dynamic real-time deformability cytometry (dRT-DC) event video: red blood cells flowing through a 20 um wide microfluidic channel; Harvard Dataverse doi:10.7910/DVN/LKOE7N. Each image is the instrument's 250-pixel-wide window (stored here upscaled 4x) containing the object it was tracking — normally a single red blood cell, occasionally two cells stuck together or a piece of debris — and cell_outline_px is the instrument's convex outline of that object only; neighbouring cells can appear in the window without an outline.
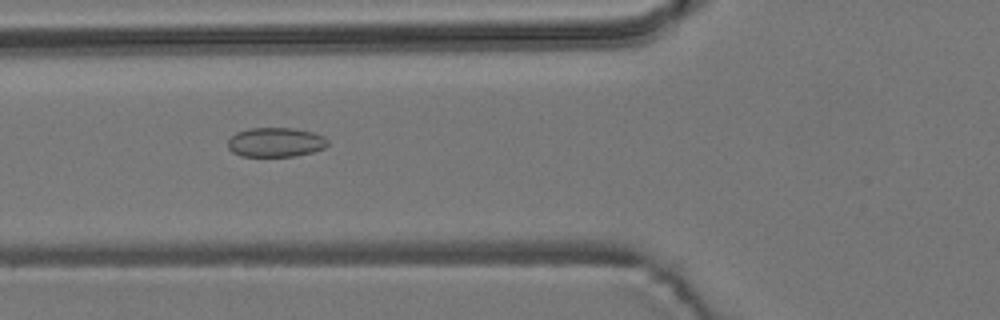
{"species": "common noctule bat (a hibernating species)", "species_latin": "Nyctalus noctula", "temperature_condition": "room temperature", "stored_images_in_passage": 55, "camera_frame_rate_fps": 3000, "um_per_image_px": 0.085, "animal": {"sex": "male", "body_mass_g": 19.2, "forearm_length_mm": 51.8}, "frame": {"image": 1, "passage_image": 20, "time_ms": 6.333, "image_size_px": [1000, 320], "cell_outline_px": [[328, 144], [324, 148], [312, 152], [296, 156], [240, 156], [232, 152], [228, 148], [228, 140], [236, 132], [248, 128], [292, 128], [312, 132], [324, 136], [328, 140]], "centroid_in_image_um": [23.42, 12.09], "position_along_channel_um": 102.4, "area_um2": 17.17}}
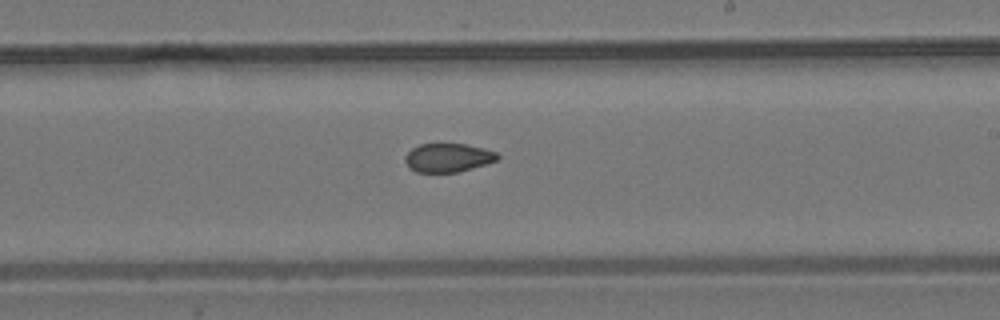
{"frame": {"image": 2, "passage_image": 32, "time_ms": 10.333, "image_size_px": [1000, 320], "cell_outline_px": [[500, 156], [496, 160], [484, 164], [456, 172], [416, 172], [408, 168], [404, 160], [404, 156], [412, 148], [420, 144], [464, 144], [484, 148], [496, 152]], "centroid_in_image_um": [38.03, 13.4], "position_along_channel_um": 251.0, "area_um2": 15.32}}
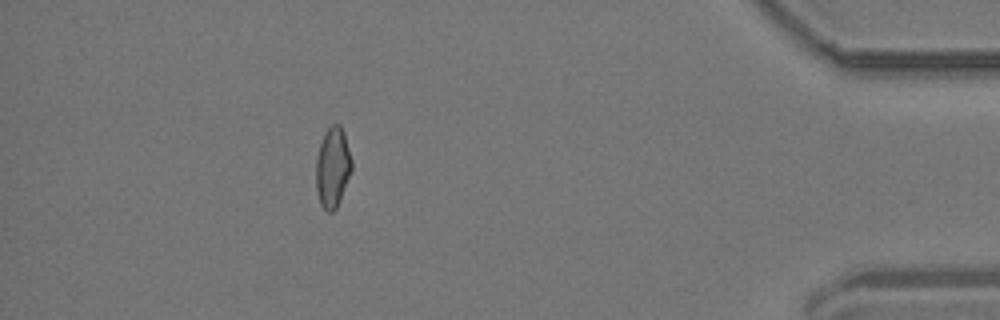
{"frame": {"image": 3, "passage_image": 49, "time_ms": 16.0, "image_size_px": [1000, 320], "cell_outline_px": [[352, 168], [340, 200], [336, 208], [332, 212], [328, 212], [320, 204], [316, 188], [316, 156], [324, 132], [332, 124], [340, 124], [344, 132], [352, 160]], "centroid_in_image_um": [28.27, 14.21], "position_along_channel_um": 406.9, "area_um2": 16.7}, "authors_computed_cell_mechanics": {"area_um2": 16.8198, "velocity_mm_per_s": 3.7074, "shape_relaxation_time_tau1_ms": null, "shape_relaxation_time_tau2_ms": 4.258, "deformation_change_tau1": null, "deformation_change_tau2": 0.0814}}